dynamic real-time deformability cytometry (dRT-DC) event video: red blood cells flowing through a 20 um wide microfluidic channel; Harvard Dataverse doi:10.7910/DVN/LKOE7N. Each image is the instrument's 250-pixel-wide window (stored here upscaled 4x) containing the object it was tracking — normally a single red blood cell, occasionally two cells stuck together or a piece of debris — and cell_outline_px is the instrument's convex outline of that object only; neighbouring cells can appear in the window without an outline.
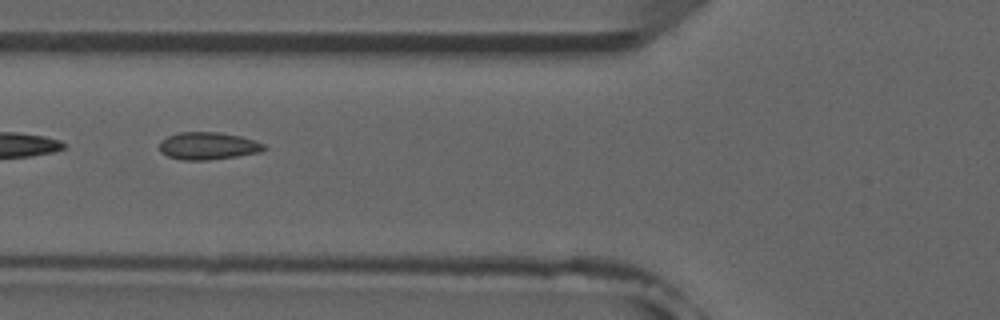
{"species": "common noctule bat (a hibernating species)", "species_latin": "Nyctalus noctula", "temperature_condition": "room temperature", "stored_images_in_passage": 9, "camera_frame_rate_fps": 3000, "um_per_image_px": 0.085, "animal": {"sex": "male", "forearm_length_mm": 52.5}, "frame": {"image": 1, "passage_image": 6, "time_ms": 6.0, "image_size_px": [1000, 320], "cell_outline_px": [[268, 148], [260, 152], [236, 156], [208, 160], [180, 160], [168, 156], [160, 152], [160, 140], [168, 136], [180, 132], [220, 132], [240, 136], [256, 140], [264, 144]], "centroid_in_image_um": [17.69, 12.4], "position_along_channel_um": 108.1, "area_um2": 16.82}}
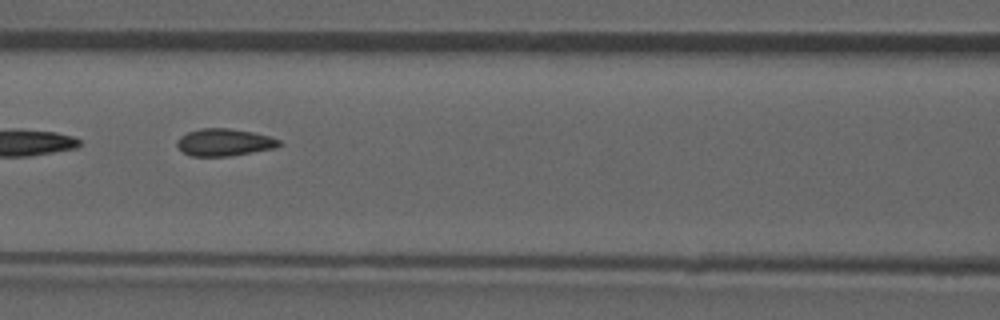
{"frame": {"image": 2, "passage_image": 7, "time_ms": 7.0, "image_size_px": [1000, 320], "cell_outline_px": [[284, 144], [276, 148], [228, 156], [192, 156], [184, 152], [176, 144], [176, 140], [180, 136], [188, 132], [200, 128], [228, 128], [252, 132], [268, 136], [280, 140]], "centroid_in_image_um": [19.08, 12.09], "position_along_channel_um": 147.5, "area_um2": 16.18}}